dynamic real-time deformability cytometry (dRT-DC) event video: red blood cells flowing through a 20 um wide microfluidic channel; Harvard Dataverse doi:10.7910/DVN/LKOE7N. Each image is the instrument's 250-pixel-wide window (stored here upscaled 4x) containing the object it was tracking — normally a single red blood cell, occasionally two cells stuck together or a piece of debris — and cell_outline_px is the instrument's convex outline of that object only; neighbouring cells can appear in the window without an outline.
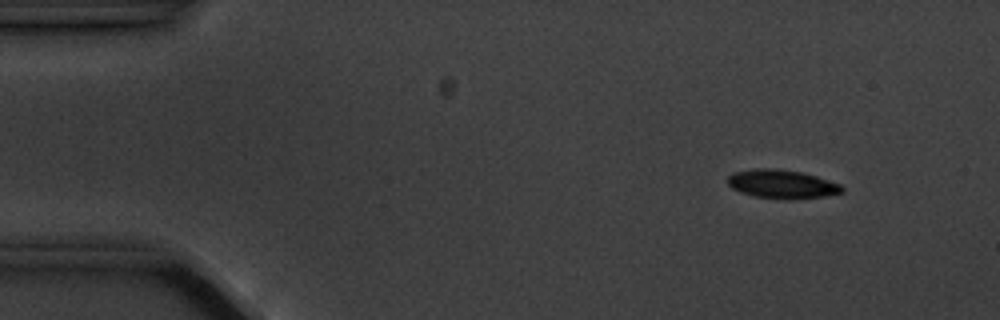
{"species": "common noctule bat (a hibernating species)", "species_latin": "Nyctalus noctula", "temperature_condition": "cold", "stored_images_in_passage": 4, "camera_frame_rate_fps": 3000, "um_per_image_px": 0.085, "animal": {"sex": "male", "body_mass_g": 20.1, "forearm_length_mm": 53.5}, "frame": {"image": 1, "passage_image": 1, "time_ms": 0.0, "image_size_px": [1000, 320], "cell_outline_px": [[844, 192], [824, 196], [792, 200], [784, 200], [752, 196], [740, 192], [732, 188], [728, 184], [728, 176], [732, 172], [756, 168], [776, 168], [800, 172], [816, 176], [840, 184], [844, 188]], "centroid_in_image_um": [66.45, 15.66], "position_along_channel_um": 18.6, "area_um2": 19.36}}
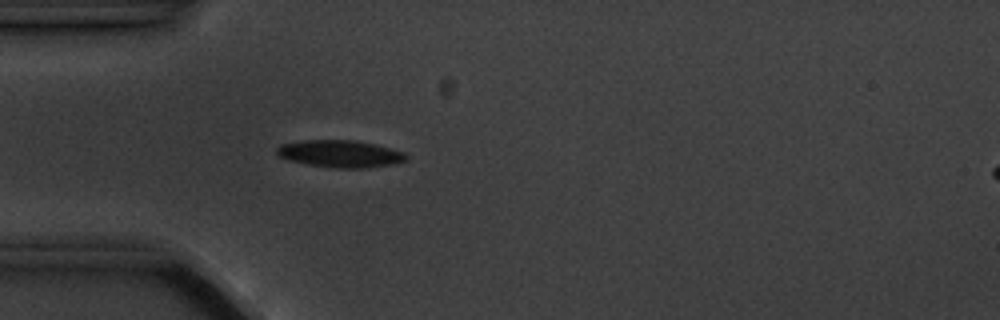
{"frame": {"image": 2, "passage_image": 4, "time_ms": 3.333, "image_size_px": [1000, 320], "cell_outline_px": [[408, 160], [396, 164], [364, 168], [336, 168], [308, 164], [292, 160], [280, 156], [276, 152], [276, 148], [280, 144], [304, 140], [356, 140], [376, 144], [404, 152], [408, 156]], "centroid_in_image_um": [28.98, 13.06], "position_along_channel_um": 56.0, "area_um2": 20.52}}